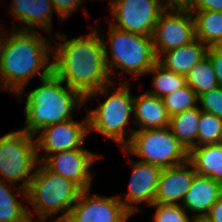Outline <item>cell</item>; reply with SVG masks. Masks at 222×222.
Wrapping results in <instances>:
<instances>
[{
	"instance_id": "30",
	"label": "cell",
	"mask_w": 222,
	"mask_h": 222,
	"mask_svg": "<svg viewBox=\"0 0 222 222\" xmlns=\"http://www.w3.org/2000/svg\"><path fill=\"white\" fill-rule=\"evenodd\" d=\"M61 21H64L78 9L84 0H51Z\"/></svg>"
},
{
	"instance_id": "15",
	"label": "cell",
	"mask_w": 222,
	"mask_h": 222,
	"mask_svg": "<svg viewBox=\"0 0 222 222\" xmlns=\"http://www.w3.org/2000/svg\"><path fill=\"white\" fill-rule=\"evenodd\" d=\"M196 175L197 173L188 160L177 166L162 169L155 203L169 205L182 203Z\"/></svg>"
},
{
	"instance_id": "32",
	"label": "cell",
	"mask_w": 222,
	"mask_h": 222,
	"mask_svg": "<svg viewBox=\"0 0 222 222\" xmlns=\"http://www.w3.org/2000/svg\"><path fill=\"white\" fill-rule=\"evenodd\" d=\"M206 55L213 64L218 86L222 87V53L215 47H208Z\"/></svg>"
},
{
	"instance_id": "10",
	"label": "cell",
	"mask_w": 222,
	"mask_h": 222,
	"mask_svg": "<svg viewBox=\"0 0 222 222\" xmlns=\"http://www.w3.org/2000/svg\"><path fill=\"white\" fill-rule=\"evenodd\" d=\"M152 37L157 58L168 50L190 43L196 38L192 12L187 8H166L156 22Z\"/></svg>"
},
{
	"instance_id": "35",
	"label": "cell",
	"mask_w": 222,
	"mask_h": 222,
	"mask_svg": "<svg viewBox=\"0 0 222 222\" xmlns=\"http://www.w3.org/2000/svg\"><path fill=\"white\" fill-rule=\"evenodd\" d=\"M50 222H70V221L67 218H55L51 220Z\"/></svg>"
},
{
	"instance_id": "20",
	"label": "cell",
	"mask_w": 222,
	"mask_h": 222,
	"mask_svg": "<svg viewBox=\"0 0 222 222\" xmlns=\"http://www.w3.org/2000/svg\"><path fill=\"white\" fill-rule=\"evenodd\" d=\"M188 161L197 175L210 177L222 183V145L207 144L188 152Z\"/></svg>"
},
{
	"instance_id": "33",
	"label": "cell",
	"mask_w": 222,
	"mask_h": 222,
	"mask_svg": "<svg viewBox=\"0 0 222 222\" xmlns=\"http://www.w3.org/2000/svg\"><path fill=\"white\" fill-rule=\"evenodd\" d=\"M204 222H222V195L210 208L209 213L203 218Z\"/></svg>"
},
{
	"instance_id": "37",
	"label": "cell",
	"mask_w": 222,
	"mask_h": 222,
	"mask_svg": "<svg viewBox=\"0 0 222 222\" xmlns=\"http://www.w3.org/2000/svg\"><path fill=\"white\" fill-rule=\"evenodd\" d=\"M22 222H35V221H33L32 217L29 216L28 218H26V219H25L24 221H22Z\"/></svg>"
},
{
	"instance_id": "25",
	"label": "cell",
	"mask_w": 222,
	"mask_h": 222,
	"mask_svg": "<svg viewBox=\"0 0 222 222\" xmlns=\"http://www.w3.org/2000/svg\"><path fill=\"white\" fill-rule=\"evenodd\" d=\"M187 85L199 97L207 91L218 87V81L213 64L206 55L196 63L186 75Z\"/></svg>"
},
{
	"instance_id": "22",
	"label": "cell",
	"mask_w": 222,
	"mask_h": 222,
	"mask_svg": "<svg viewBox=\"0 0 222 222\" xmlns=\"http://www.w3.org/2000/svg\"><path fill=\"white\" fill-rule=\"evenodd\" d=\"M7 185L0 179V222H22L29 217V213L26 209L27 205L21 203L22 201L17 197L21 195L27 199V191L20 188L18 184L12 189Z\"/></svg>"
},
{
	"instance_id": "2",
	"label": "cell",
	"mask_w": 222,
	"mask_h": 222,
	"mask_svg": "<svg viewBox=\"0 0 222 222\" xmlns=\"http://www.w3.org/2000/svg\"><path fill=\"white\" fill-rule=\"evenodd\" d=\"M0 34V91H9L17 99L39 72V80L52 73L51 39L35 31L11 29ZM6 33V34H5Z\"/></svg>"
},
{
	"instance_id": "36",
	"label": "cell",
	"mask_w": 222,
	"mask_h": 222,
	"mask_svg": "<svg viewBox=\"0 0 222 222\" xmlns=\"http://www.w3.org/2000/svg\"><path fill=\"white\" fill-rule=\"evenodd\" d=\"M215 48L222 53V40L215 46Z\"/></svg>"
},
{
	"instance_id": "1",
	"label": "cell",
	"mask_w": 222,
	"mask_h": 222,
	"mask_svg": "<svg viewBox=\"0 0 222 222\" xmlns=\"http://www.w3.org/2000/svg\"><path fill=\"white\" fill-rule=\"evenodd\" d=\"M98 25L86 36L69 39L58 32L63 42L52 48V72L84 98L114 82L107 69L105 50Z\"/></svg>"
},
{
	"instance_id": "23",
	"label": "cell",
	"mask_w": 222,
	"mask_h": 222,
	"mask_svg": "<svg viewBox=\"0 0 222 222\" xmlns=\"http://www.w3.org/2000/svg\"><path fill=\"white\" fill-rule=\"evenodd\" d=\"M195 21V35L207 47H215L222 40V12L191 11Z\"/></svg>"
},
{
	"instance_id": "34",
	"label": "cell",
	"mask_w": 222,
	"mask_h": 222,
	"mask_svg": "<svg viewBox=\"0 0 222 222\" xmlns=\"http://www.w3.org/2000/svg\"><path fill=\"white\" fill-rule=\"evenodd\" d=\"M166 8H186L189 0H159Z\"/></svg>"
},
{
	"instance_id": "5",
	"label": "cell",
	"mask_w": 222,
	"mask_h": 222,
	"mask_svg": "<svg viewBox=\"0 0 222 222\" xmlns=\"http://www.w3.org/2000/svg\"><path fill=\"white\" fill-rule=\"evenodd\" d=\"M114 83L102 87L85 98L87 102L100 94L108 96L103 103L100 102L99 107L88 109V127L89 133L91 130H96L102 136L117 142L123 149L129 143V138H126L125 134L130 115H133L134 96H131L128 81L113 89ZM110 89L114 91L108 92Z\"/></svg>"
},
{
	"instance_id": "21",
	"label": "cell",
	"mask_w": 222,
	"mask_h": 222,
	"mask_svg": "<svg viewBox=\"0 0 222 222\" xmlns=\"http://www.w3.org/2000/svg\"><path fill=\"white\" fill-rule=\"evenodd\" d=\"M200 114V107L197 106L170 117L169 128L187 152L198 146Z\"/></svg>"
},
{
	"instance_id": "29",
	"label": "cell",
	"mask_w": 222,
	"mask_h": 222,
	"mask_svg": "<svg viewBox=\"0 0 222 222\" xmlns=\"http://www.w3.org/2000/svg\"><path fill=\"white\" fill-rule=\"evenodd\" d=\"M201 111L211 113L222 119V87L207 91L198 97Z\"/></svg>"
},
{
	"instance_id": "18",
	"label": "cell",
	"mask_w": 222,
	"mask_h": 222,
	"mask_svg": "<svg viewBox=\"0 0 222 222\" xmlns=\"http://www.w3.org/2000/svg\"><path fill=\"white\" fill-rule=\"evenodd\" d=\"M133 123L140 126L137 130L162 129L169 127L170 116L162 98L148 94L134 96Z\"/></svg>"
},
{
	"instance_id": "3",
	"label": "cell",
	"mask_w": 222,
	"mask_h": 222,
	"mask_svg": "<svg viewBox=\"0 0 222 222\" xmlns=\"http://www.w3.org/2000/svg\"><path fill=\"white\" fill-rule=\"evenodd\" d=\"M40 82V86L27 93L24 104L22 130L33 136L46 126L72 119L76 108L86 105L85 98L67 85L63 86L53 72Z\"/></svg>"
},
{
	"instance_id": "4",
	"label": "cell",
	"mask_w": 222,
	"mask_h": 222,
	"mask_svg": "<svg viewBox=\"0 0 222 222\" xmlns=\"http://www.w3.org/2000/svg\"><path fill=\"white\" fill-rule=\"evenodd\" d=\"M81 191L77 184L50 171L39 162L27 190V201L34 209L33 212L28 211L29 216L36 215L42 222L67 218ZM57 213H61L60 216Z\"/></svg>"
},
{
	"instance_id": "9",
	"label": "cell",
	"mask_w": 222,
	"mask_h": 222,
	"mask_svg": "<svg viewBox=\"0 0 222 222\" xmlns=\"http://www.w3.org/2000/svg\"><path fill=\"white\" fill-rule=\"evenodd\" d=\"M165 9L159 0H113L108 10L117 23H109L124 31L153 36L156 22Z\"/></svg>"
},
{
	"instance_id": "19",
	"label": "cell",
	"mask_w": 222,
	"mask_h": 222,
	"mask_svg": "<svg viewBox=\"0 0 222 222\" xmlns=\"http://www.w3.org/2000/svg\"><path fill=\"white\" fill-rule=\"evenodd\" d=\"M207 49L204 43L195 38L188 44L164 52L158 62L166 69L186 76L191 68L206 56Z\"/></svg>"
},
{
	"instance_id": "38",
	"label": "cell",
	"mask_w": 222,
	"mask_h": 222,
	"mask_svg": "<svg viewBox=\"0 0 222 222\" xmlns=\"http://www.w3.org/2000/svg\"><path fill=\"white\" fill-rule=\"evenodd\" d=\"M109 2H110L109 7H111L113 0H109Z\"/></svg>"
},
{
	"instance_id": "17",
	"label": "cell",
	"mask_w": 222,
	"mask_h": 222,
	"mask_svg": "<svg viewBox=\"0 0 222 222\" xmlns=\"http://www.w3.org/2000/svg\"><path fill=\"white\" fill-rule=\"evenodd\" d=\"M221 195L222 183L196 175L181 205L195 220H203Z\"/></svg>"
},
{
	"instance_id": "6",
	"label": "cell",
	"mask_w": 222,
	"mask_h": 222,
	"mask_svg": "<svg viewBox=\"0 0 222 222\" xmlns=\"http://www.w3.org/2000/svg\"><path fill=\"white\" fill-rule=\"evenodd\" d=\"M110 55L108 42L102 38L105 50V60L110 77L114 75L115 69H120L121 75L124 72L133 74L134 79L147 75V72L158 62L154 50L153 37L131 33L112 26L109 23Z\"/></svg>"
},
{
	"instance_id": "27",
	"label": "cell",
	"mask_w": 222,
	"mask_h": 222,
	"mask_svg": "<svg viewBox=\"0 0 222 222\" xmlns=\"http://www.w3.org/2000/svg\"><path fill=\"white\" fill-rule=\"evenodd\" d=\"M222 139V119L201 111L198 125V146L218 144Z\"/></svg>"
},
{
	"instance_id": "14",
	"label": "cell",
	"mask_w": 222,
	"mask_h": 222,
	"mask_svg": "<svg viewBox=\"0 0 222 222\" xmlns=\"http://www.w3.org/2000/svg\"><path fill=\"white\" fill-rule=\"evenodd\" d=\"M132 164V173L125 199L116 195L124 207L133 215L140 211L136 204L145 202L149 206L155 203L159 177L162 168L153 164L144 163L138 160L134 162L131 157L127 159Z\"/></svg>"
},
{
	"instance_id": "31",
	"label": "cell",
	"mask_w": 222,
	"mask_h": 222,
	"mask_svg": "<svg viewBox=\"0 0 222 222\" xmlns=\"http://www.w3.org/2000/svg\"><path fill=\"white\" fill-rule=\"evenodd\" d=\"M190 11H218L222 12V0H189L186 7Z\"/></svg>"
},
{
	"instance_id": "11",
	"label": "cell",
	"mask_w": 222,
	"mask_h": 222,
	"mask_svg": "<svg viewBox=\"0 0 222 222\" xmlns=\"http://www.w3.org/2000/svg\"><path fill=\"white\" fill-rule=\"evenodd\" d=\"M82 190L67 219L70 222H127L132 214L116 195L98 196Z\"/></svg>"
},
{
	"instance_id": "8",
	"label": "cell",
	"mask_w": 222,
	"mask_h": 222,
	"mask_svg": "<svg viewBox=\"0 0 222 222\" xmlns=\"http://www.w3.org/2000/svg\"><path fill=\"white\" fill-rule=\"evenodd\" d=\"M36 140L24 130L10 131L0 137V179L13 187L28 190L37 164Z\"/></svg>"
},
{
	"instance_id": "39",
	"label": "cell",
	"mask_w": 222,
	"mask_h": 222,
	"mask_svg": "<svg viewBox=\"0 0 222 222\" xmlns=\"http://www.w3.org/2000/svg\"><path fill=\"white\" fill-rule=\"evenodd\" d=\"M195 222H204L203 220H196Z\"/></svg>"
},
{
	"instance_id": "7",
	"label": "cell",
	"mask_w": 222,
	"mask_h": 222,
	"mask_svg": "<svg viewBox=\"0 0 222 222\" xmlns=\"http://www.w3.org/2000/svg\"><path fill=\"white\" fill-rule=\"evenodd\" d=\"M129 143L122 149L141 158L138 161L153 164L162 169L177 166L188 160V152L179 143L169 127L135 130L128 127Z\"/></svg>"
},
{
	"instance_id": "28",
	"label": "cell",
	"mask_w": 222,
	"mask_h": 222,
	"mask_svg": "<svg viewBox=\"0 0 222 222\" xmlns=\"http://www.w3.org/2000/svg\"><path fill=\"white\" fill-rule=\"evenodd\" d=\"M152 207L156 208L153 222H195L194 218H189L187 211L181 204L169 205L154 203ZM191 219V220H190Z\"/></svg>"
},
{
	"instance_id": "13",
	"label": "cell",
	"mask_w": 222,
	"mask_h": 222,
	"mask_svg": "<svg viewBox=\"0 0 222 222\" xmlns=\"http://www.w3.org/2000/svg\"><path fill=\"white\" fill-rule=\"evenodd\" d=\"M101 157L103 156L93 154L83 147L50 154L42 163L50 171L71 180L82 190H86L91 188L93 182L91 166L97 158Z\"/></svg>"
},
{
	"instance_id": "24",
	"label": "cell",
	"mask_w": 222,
	"mask_h": 222,
	"mask_svg": "<svg viewBox=\"0 0 222 222\" xmlns=\"http://www.w3.org/2000/svg\"><path fill=\"white\" fill-rule=\"evenodd\" d=\"M147 74H153V89L146 91L150 95L163 98L174 90L187 85L186 76L176 74L157 62Z\"/></svg>"
},
{
	"instance_id": "16",
	"label": "cell",
	"mask_w": 222,
	"mask_h": 222,
	"mask_svg": "<svg viewBox=\"0 0 222 222\" xmlns=\"http://www.w3.org/2000/svg\"><path fill=\"white\" fill-rule=\"evenodd\" d=\"M10 9L11 15L24 25L22 28L12 25V29L35 31L34 28H38L52 33V18L55 9L51 0H12Z\"/></svg>"
},
{
	"instance_id": "12",
	"label": "cell",
	"mask_w": 222,
	"mask_h": 222,
	"mask_svg": "<svg viewBox=\"0 0 222 222\" xmlns=\"http://www.w3.org/2000/svg\"><path fill=\"white\" fill-rule=\"evenodd\" d=\"M87 134H89L88 116L80 122L70 119L42 128L34 135L38 161L43 162L53 153L82 148ZM40 151H45L47 154L40 158Z\"/></svg>"
},
{
	"instance_id": "26",
	"label": "cell",
	"mask_w": 222,
	"mask_h": 222,
	"mask_svg": "<svg viewBox=\"0 0 222 222\" xmlns=\"http://www.w3.org/2000/svg\"><path fill=\"white\" fill-rule=\"evenodd\" d=\"M162 101L170 117L198 106V96L189 85L172 91Z\"/></svg>"
}]
</instances>
